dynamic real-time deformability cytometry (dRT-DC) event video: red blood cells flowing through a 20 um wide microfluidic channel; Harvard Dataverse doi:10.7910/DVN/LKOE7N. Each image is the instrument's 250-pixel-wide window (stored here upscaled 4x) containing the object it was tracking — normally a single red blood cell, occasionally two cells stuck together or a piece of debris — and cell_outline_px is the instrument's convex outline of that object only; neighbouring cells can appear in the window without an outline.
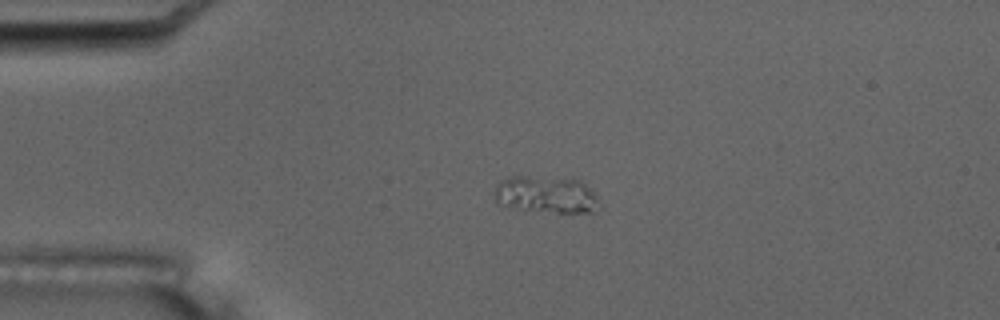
{"species": "common noctule bat (a hibernating species)", "species_latin": "Nyctalus noctula", "temperature_condition": "room temperature", "stored_images_in_passage": 44, "camera_frame_rate_fps": 3000, "um_per_image_px": 0.085, "animal": {"sex": "male", "body_mass_g": 17.5, "forearm_length_mm": 52.3}, "frame": {"image": 1, "passage_image": 1, "time_ms": 0.0, "image_size_px": [1000, 320], "cell_outline_px": [[596, 212], [556, 212], [524, 208], [496, 204], [496, 184], [500, 180], [512, 176], [528, 176], [580, 180], [596, 192]], "centroid_in_image_um": [46.42, 16.52], "position_along_channel_um": 38.6, "area_um2": 22.08}}
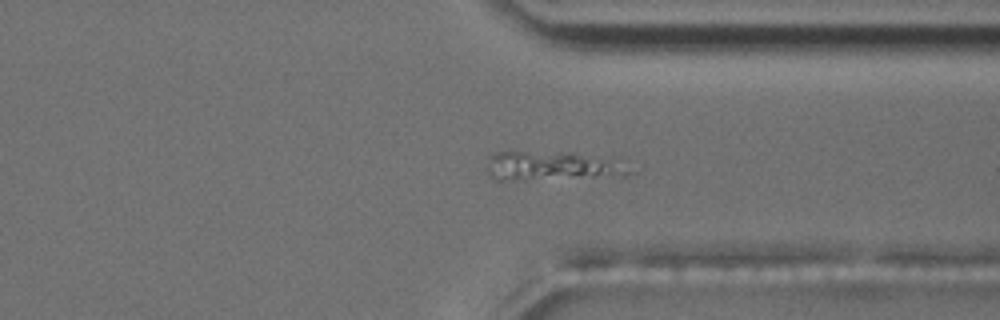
{"frame": {"image": 2, "passage_image": 31, "time_ms": 10.0, "image_size_px": [1000, 320], "cell_outline_px": [[640, 172], [628, 176], [504, 180], [496, 180], [488, 176], [484, 168], [492, 156], [500, 152], [568, 152], [628, 156]], "centroid_in_image_um": [47.38, 14.09], "position_along_channel_um": 364.0, "area_um2": 26.3}}
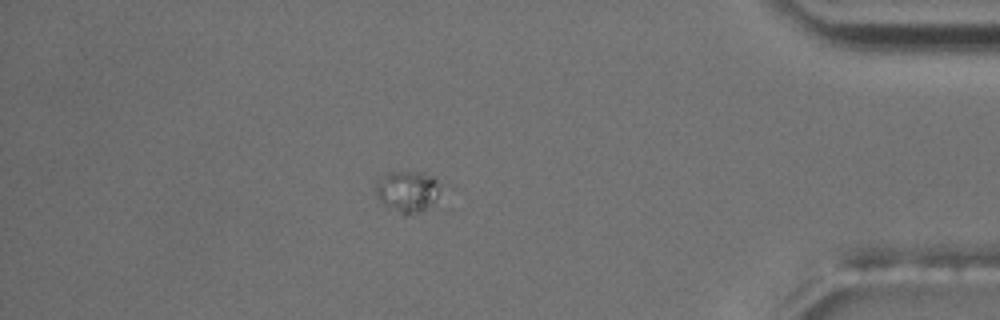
{"frame": {"image": 3, "passage_image": 37, "time_ms": 12.0, "image_size_px": [1000, 320], "cell_outline_px": [[452, 184], [424, 212], [404, 216], [384, 204], [376, 196], [376, 180], [388, 172], [424, 172]], "centroid_in_image_um": [34.82, 16.26], "position_along_channel_um": 400.4, "area_um2": 16.88}}